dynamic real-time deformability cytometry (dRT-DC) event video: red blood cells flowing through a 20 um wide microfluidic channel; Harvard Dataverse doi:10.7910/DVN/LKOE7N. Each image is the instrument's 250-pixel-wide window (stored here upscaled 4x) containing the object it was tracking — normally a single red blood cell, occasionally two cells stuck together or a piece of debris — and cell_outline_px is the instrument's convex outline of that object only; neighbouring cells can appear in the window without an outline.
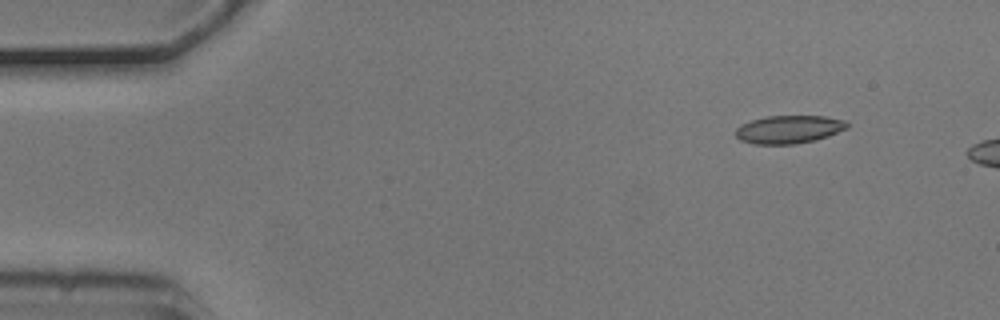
{"species": "common noctule bat (a hibernating species)", "species_latin": "Nyctalus noctula", "temperature_condition": "cold", "stored_images_in_passage": 4, "camera_frame_rate_fps": 3000, "um_per_image_px": 0.085, "animal": {"sex": "male", "body_mass_g": 20.5, "forearm_length_mm": 52.5}, "frame": {"image": 1, "passage_image": 2, "time_ms": 0.333, "image_size_px": [1000, 320], "cell_outline_px": [[848, 128], [828, 136], [816, 140], [796, 144], [756, 144], [740, 140], [736, 136], [736, 128], [740, 124], [752, 120], [768, 116], [824, 116], [844, 120], [848, 124]], "centroid_in_image_um": [67.05, 11.0], "position_along_channel_um": 17.9, "area_um2": 18.21}}